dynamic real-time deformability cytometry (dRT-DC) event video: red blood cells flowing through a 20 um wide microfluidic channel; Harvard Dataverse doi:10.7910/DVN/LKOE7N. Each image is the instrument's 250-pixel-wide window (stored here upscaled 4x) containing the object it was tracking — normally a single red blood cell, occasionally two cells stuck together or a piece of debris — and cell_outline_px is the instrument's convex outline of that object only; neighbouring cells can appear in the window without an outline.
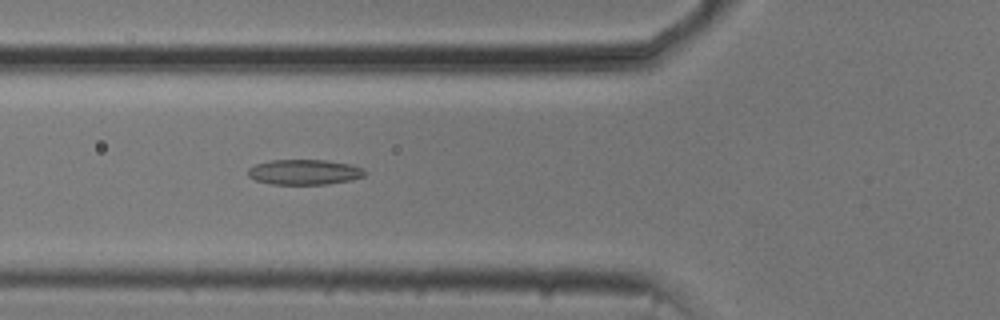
{"species": "common noctule bat (a hibernating species)", "species_latin": "Nyctalus noctula", "temperature_condition": "cold", "stored_images_in_passage": 42, "camera_frame_rate_fps": 3000, "um_per_image_px": 0.085, "animal": {"sex": "male", "body_mass_g": 20.5, "forearm_length_mm": 52.5}, "frame": {"image": 1, "passage_image": 10, "time_ms": 3.0, "image_size_px": [1000, 320], "cell_outline_px": [[364, 176], [348, 180], [328, 184], [272, 184], [256, 180], [248, 176], [248, 168], [256, 164], [272, 160], [324, 160], [352, 164], [364, 168]], "centroid_in_image_um": [25.86, 14.62], "position_along_channel_um": 99.9, "area_um2": 17.05}}
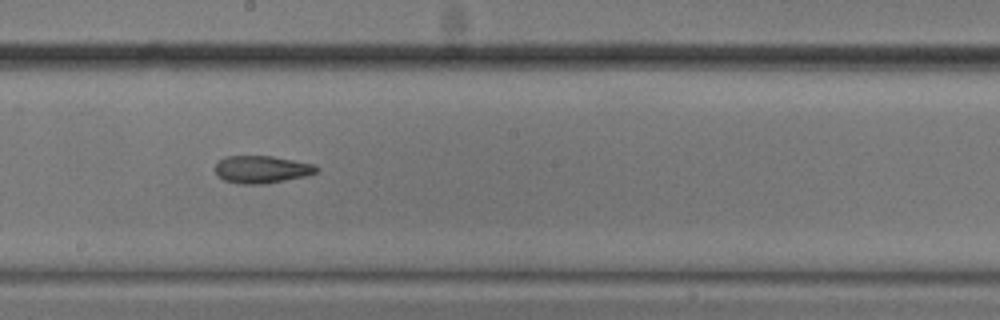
{"frame": {"image": 2, "passage_image": 20, "time_ms": 6.333, "image_size_px": [1000, 320], "cell_outline_px": [[320, 168], [316, 172], [308, 176], [264, 184], [240, 184], [224, 180], [216, 176], [216, 164], [220, 160], [228, 156], [272, 156], [316, 164]], "centroid_in_image_um": [22.29, 14.4], "position_along_channel_um": 225.9, "area_um2": 16.36}}
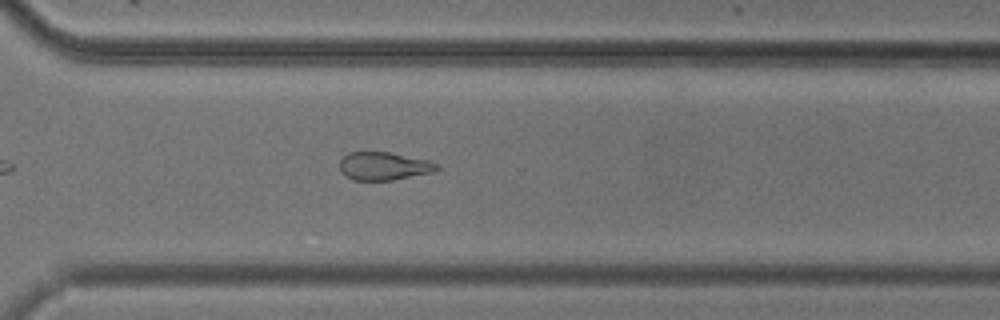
{"frame": {"image": 3, "passage_image": 29, "time_ms": 9.333, "image_size_px": [1000, 320], "cell_outline_px": [[440, 168], [436, 172], [392, 180], [352, 180], [340, 168], [340, 160], [348, 152], [388, 152], [428, 160], [440, 164]], "centroid_in_image_um": [32.69, 14.12], "position_along_channel_um": 337.9, "area_um2": 15.9}, "authors_computed_cell_mechanics": {"area_um2": 17.0221, "velocity_mm_per_s": 3.7518, "shape_relaxation_time_tau1_ms": 7.13, "shape_relaxation_time_tau2_ms": 5.1276, "deformation_change_tau1": 0.1552, "deformation_change_tau2": 0.1344}}